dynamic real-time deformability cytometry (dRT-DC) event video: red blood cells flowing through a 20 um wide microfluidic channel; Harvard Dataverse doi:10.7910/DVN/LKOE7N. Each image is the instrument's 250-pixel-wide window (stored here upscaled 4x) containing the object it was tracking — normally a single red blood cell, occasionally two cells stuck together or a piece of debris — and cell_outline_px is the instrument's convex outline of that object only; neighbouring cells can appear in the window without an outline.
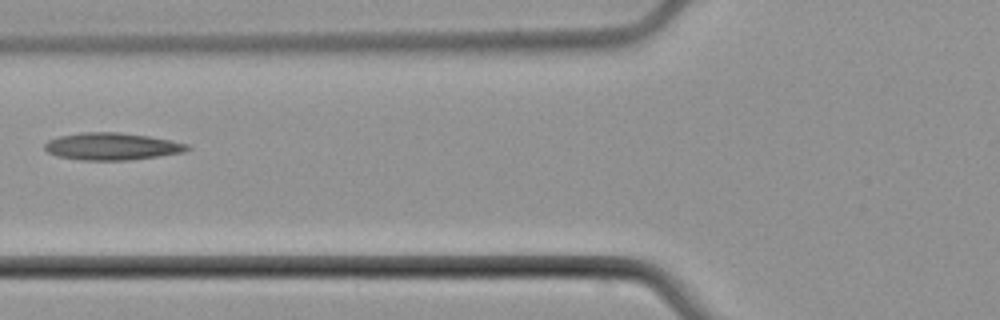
{"species": "common noctule bat (a hibernating species)", "species_latin": "Nyctalus noctula", "temperature_condition": "cold", "stored_images_in_passage": 7, "camera_frame_rate_fps": 3000, "um_per_image_px": 0.085, "animal": {"sex": "male", "body_mass_g": 21.5, "forearm_length_mm": 52.0}, "frame": {"image": 1, "passage_image": 6, "time_ms": 7.667, "image_size_px": [1000, 320], "cell_outline_px": [[192, 148], [184, 152], [128, 160], [80, 160], [56, 156], [48, 152], [44, 148], [44, 144], [48, 140], [60, 136], [84, 132], [120, 132], [148, 136], [172, 140], [188, 144]], "centroid_in_image_um": [9.51, 12.44], "position_along_channel_um": 116.3, "area_um2": 22.6}}
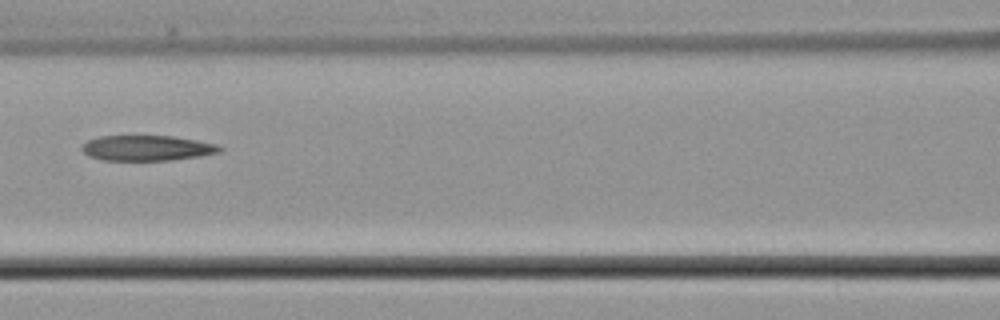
{"frame": {"image": 2, "passage_image": 7, "time_ms": 8.667, "image_size_px": [1000, 320], "cell_outline_px": [[224, 148], [220, 152], [196, 156], [168, 160], [104, 160], [88, 156], [80, 148], [88, 140], [100, 136], [172, 136], [196, 140], [216, 144]], "centroid_in_image_um": [12.47, 12.58], "position_along_channel_um": 154.1, "area_um2": 20.11}}